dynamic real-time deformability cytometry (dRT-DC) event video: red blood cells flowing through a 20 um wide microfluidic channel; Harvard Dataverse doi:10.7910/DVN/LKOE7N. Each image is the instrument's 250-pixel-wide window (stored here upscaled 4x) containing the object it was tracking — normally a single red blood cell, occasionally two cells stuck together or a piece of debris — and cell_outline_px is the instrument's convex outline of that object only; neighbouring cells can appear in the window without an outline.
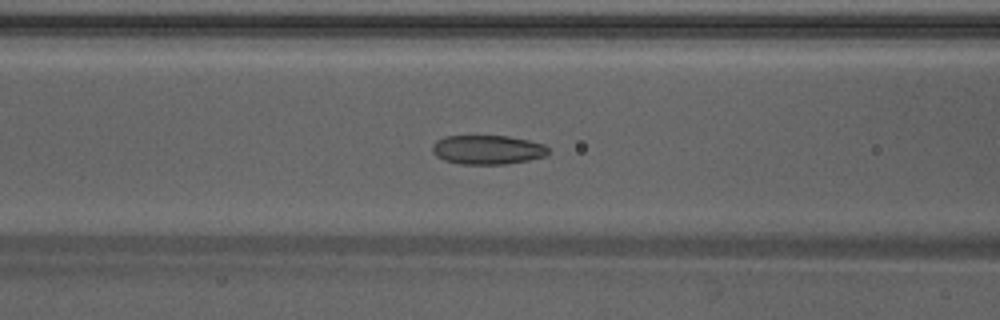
{"species": "Egyptian fruit bat (a non-hibernating species)", "species_latin": "Rousettus aegyptiacus", "temperature_condition": "warm", "stored_images_in_passage": 49, "camera_frame_rate_fps": 3000, "um_per_image_px": 0.085, "animal": {"sex": "male"}, "frame": {"image": 1, "passage_image": 21, "time_ms": 6.667, "image_size_px": [1000, 320], "cell_outline_px": [[548, 156], [528, 160], [504, 164], [460, 164], [444, 160], [436, 156], [432, 152], [432, 144], [436, 140], [444, 136], [508, 136], [528, 140], [544, 144], [548, 148]], "centroid_in_image_um": [41.43, 12.72], "position_along_channel_um": 125.2, "area_um2": 19.83}}
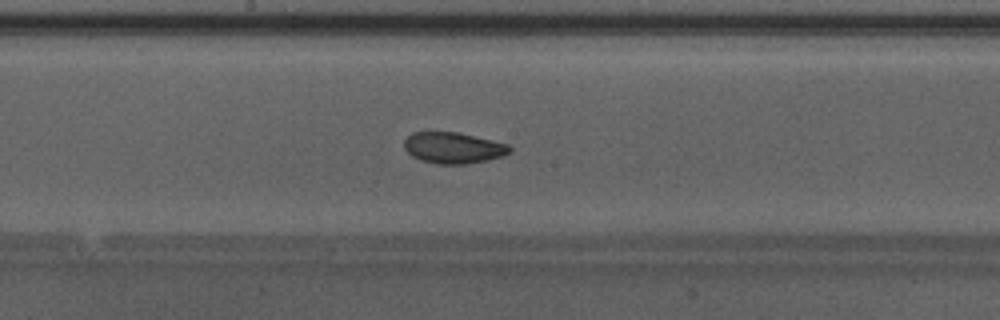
{"frame": {"image": 2, "passage_image": 27, "time_ms": 8.667, "image_size_px": [1000, 320], "cell_outline_px": [[512, 148], [508, 152], [500, 156], [484, 160], [464, 164], [436, 164], [420, 160], [412, 156], [404, 148], [404, 140], [412, 132], [460, 132], [508, 144]], "centroid_in_image_um": [38.48, 12.55], "position_along_channel_um": 209.7, "area_um2": 19.02}}
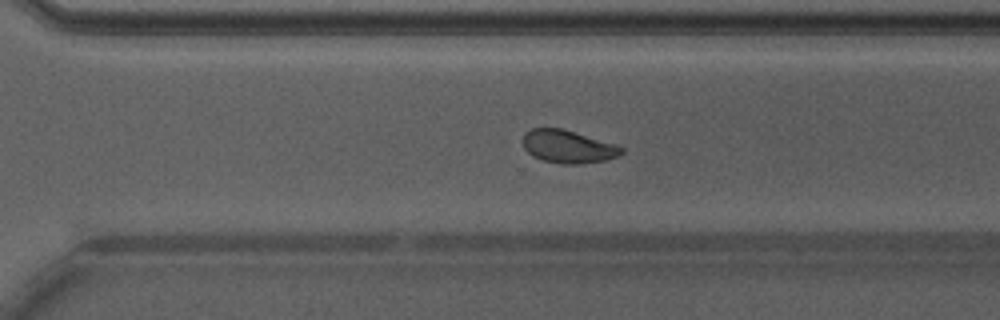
{"frame": {"image": 3, "passage_image": 35, "time_ms": 11.333, "image_size_px": [1000, 320], "cell_outline_px": [[624, 152], [616, 156], [604, 160], [576, 164], [560, 164], [540, 160], [532, 156], [524, 148], [524, 132], [532, 128], [560, 128], [616, 144], [624, 148]], "centroid_in_image_um": [48.25, 12.46], "position_along_channel_um": 322.3, "area_um2": 18.79}, "authors_computed_cell_mechanics": {"area_um2": 20.23, "velocity_mm_per_s": 4.2426, "shape_relaxation_time_tau1_ms": 5.9632, "shape_relaxation_time_tau2_ms": 0.9935, "deformation_change_tau1": 0.1433, "deformation_change_tau2": 0.0571}}